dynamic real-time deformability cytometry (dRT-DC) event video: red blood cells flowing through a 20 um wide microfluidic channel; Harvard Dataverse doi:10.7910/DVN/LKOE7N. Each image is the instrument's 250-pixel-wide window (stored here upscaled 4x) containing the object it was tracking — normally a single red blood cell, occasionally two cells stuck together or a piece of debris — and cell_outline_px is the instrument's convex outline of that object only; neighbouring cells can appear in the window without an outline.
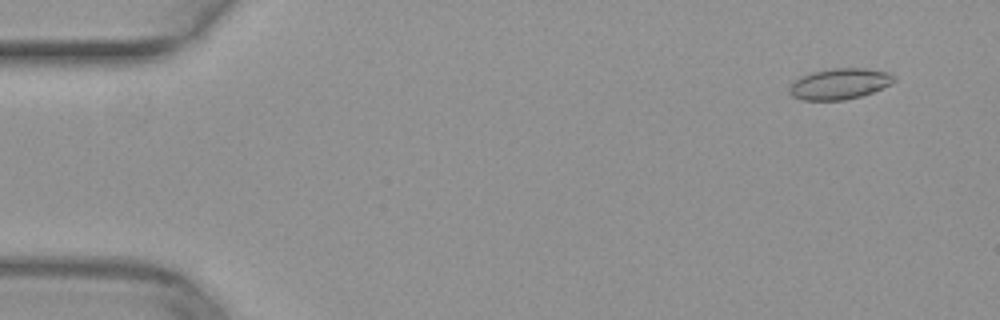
{"species": "common noctule bat (a hibernating species)", "species_latin": "Nyctalus noctula", "temperature_condition": "warm", "stored_images_in_passage": 11, "camera_frame_rate_fps": 3000, "um_per_image_px": 0.085, "animal": {"sex": "female", "body_mass_g": 29.2, "forearm_length_mm": 56.3}, "frame": {"image": 1, "passage_image": 4, "time_ms": 1.0, "image_size_px": [1000, 320], "cell_outline_px": [[896, 80], [872, 92], [860, 96], [844, 100], [804, 100], [792, 96], [788, 92], [788, 88], [800, 76], [812, 72], [832, 68], [864, 68], [888, 72], [896, 76]], "centroid_in_image_um": [71.34, 7.12], "position_along_channel_um": 13.7, "area_um2": 18.73}}